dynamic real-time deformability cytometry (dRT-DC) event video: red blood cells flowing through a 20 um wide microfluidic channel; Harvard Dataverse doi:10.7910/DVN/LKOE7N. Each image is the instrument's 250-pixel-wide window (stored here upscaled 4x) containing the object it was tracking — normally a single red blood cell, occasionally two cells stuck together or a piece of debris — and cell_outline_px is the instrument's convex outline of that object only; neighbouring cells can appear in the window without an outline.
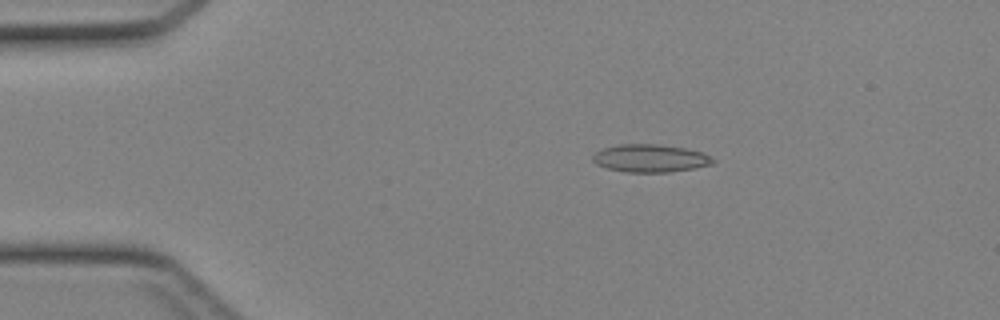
{"species": "Egyptian fruit bat (a non-hibernating species)", "species_latin": "Rousettus aegyptiacus", "temperature_condition": "cold", "stored_images_in_passage": 39, "camera_frame_rate_fps": 3000, "um_per_image_px": 0.085, "animal": {"sex": "female"}, "frame": {"image": 1, "passage_image": 3, "time_ms": 0.667, "image_size_px": [1000, 320], "cell_outline_px": [[716, 160], [712, 164], [692, 168], [668, 172], [628, 172], [608, 168], [596, 164], [592, 160], [592, 156], [596, 152], [604, 148], [620, 144], [660, 144], [684, 148], [700, 152]], "centroid_in_image_um": [55.24, 13.45], "position_along_channel_um": 29.8, "area_um2": 19.19}}
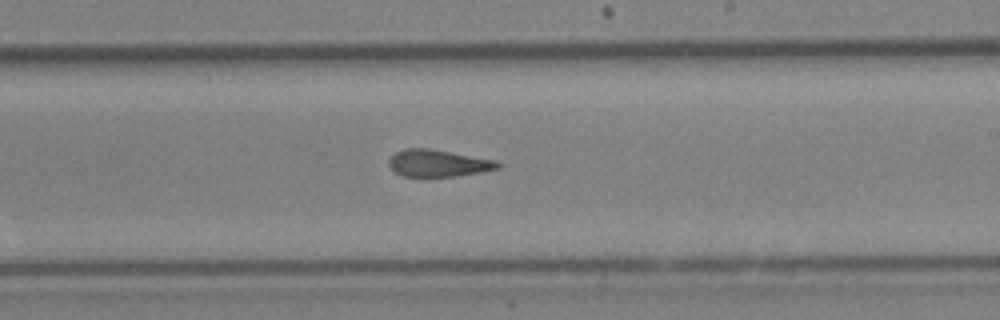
{"frame": {"image": 2, "passage_image": 21, "time_ms": 6.667, "image_size_px": [1000, 320], "cell_outline_px": [[504, 164], [500, 168], [480, 172], [452, 176], [400, 176], [392, 172], [388, 164], [388, 160], [396, 152], [404, 148], [428, 148], [496, 160]], "centroid_in_image_um": [37.22, 13.87], "position_along_channel_um": 251.8, "area_um2": 17.22}}
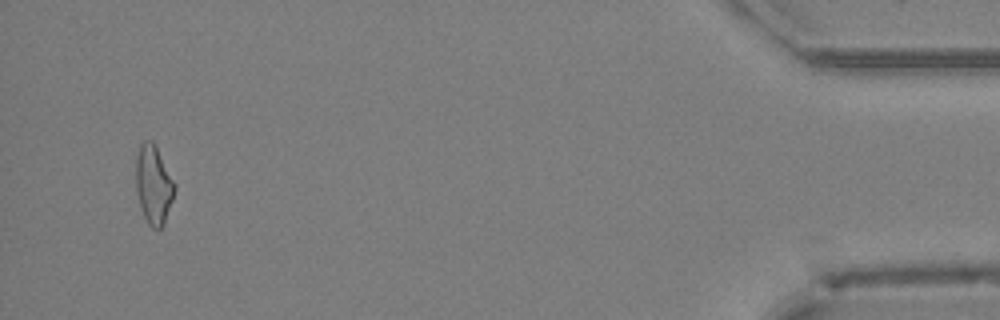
{"frame": {"image": 3, "passage_image": 37, "time_ms": 12.0, "image_size_px": [1000, 320], "cell_outline_px": [[176, 188], [164, 224], [160, 228], [152, 228], [148, 224], [144, 216], [136, 192], [136, 156], [140, 144], [144, 140], [152, 140], [156, 144], [176, 184]], "centroid_in_image_um": [13.06, 15.65], "position_along_channel_um": 422.1, "area_um2": 17.92}}